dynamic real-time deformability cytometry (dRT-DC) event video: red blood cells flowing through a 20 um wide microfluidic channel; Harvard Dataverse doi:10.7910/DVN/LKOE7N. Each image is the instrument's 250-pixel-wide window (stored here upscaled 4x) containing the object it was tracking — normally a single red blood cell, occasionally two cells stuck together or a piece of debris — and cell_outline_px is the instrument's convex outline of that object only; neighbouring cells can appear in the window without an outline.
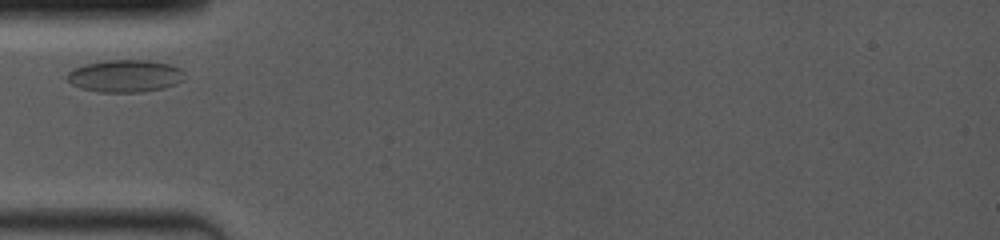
{"species": "common noctule bat (a hibernating species)", "species_latin": "Nyctalus noctula", "temperature_condition": "room temperature", "stored_images_in_passage": 66, "camera_frame_rate_fps": 4000, "um_per_image_px": 0.085, "animal": {"sex": "female", "body_mass_g": 19.0, "forearm_length_mm": 53.3}, "frame": {"image": 1, "passage_image": 1, "time_ms": 0.0, "image_size_px": [1000, 240], "cell_outline_px": [[184, 72], [180, 80], [176, 84], [164, 88], [140, 92], [100, 92], [80, 88], [72, 84], [64, 76], [72, 68], [84, 64], [104, 60], [148, 60], [168, 64], [180, 68]], "centroid_in_image_um": [10.57, 6.45], "position_along_channel_um": 74.4, "area_um2": 22.2}}
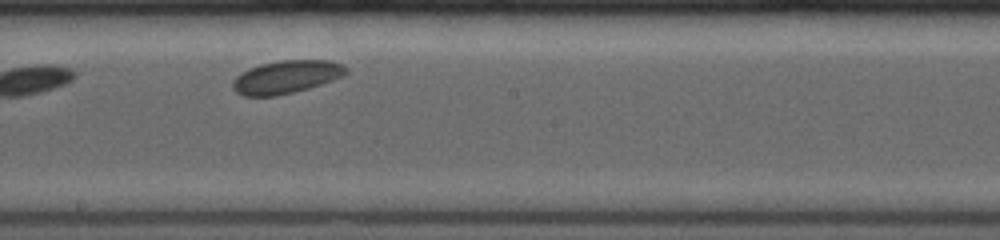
{"frame": {"image": 2, "passage_image": 26, "time_ms": 4.0, "image_size_px": [1000, 240], "cell_outline_px": [[348, 72], [344, 76], [308, 88], [276, 96], [244, 96], [236, 92], [232, 88], [232, 80], [236, 76], [248, 68], [260, 64], [280, 60], [332, 60], [344, 64], [348, 68]], "centroid_in_image_um": [24.34, 6.53], "position_along_channel_um": 223.9, "area_um2": 21.96}}
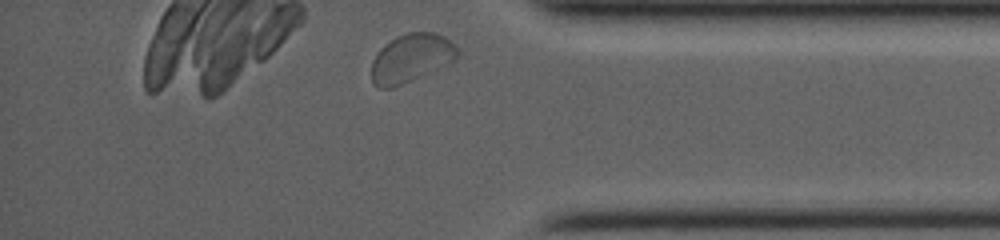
{"frame": {"image": 3, "passage_image": 63, "time_ms": 8.75, "image_size_px": [1000, 240], "cell_outline_px": [[456, 60], [392, 88], [380, 88], [372, 84], [372, 60], [380, 48], [384, 44], [396, 36], [408, 32], [436, 32], [452, 40], [456, 44]], "centroid_in_image_um": [34.93, 4.91], "position_along_channel_um": 400.3, "area_um2": 24.1}}